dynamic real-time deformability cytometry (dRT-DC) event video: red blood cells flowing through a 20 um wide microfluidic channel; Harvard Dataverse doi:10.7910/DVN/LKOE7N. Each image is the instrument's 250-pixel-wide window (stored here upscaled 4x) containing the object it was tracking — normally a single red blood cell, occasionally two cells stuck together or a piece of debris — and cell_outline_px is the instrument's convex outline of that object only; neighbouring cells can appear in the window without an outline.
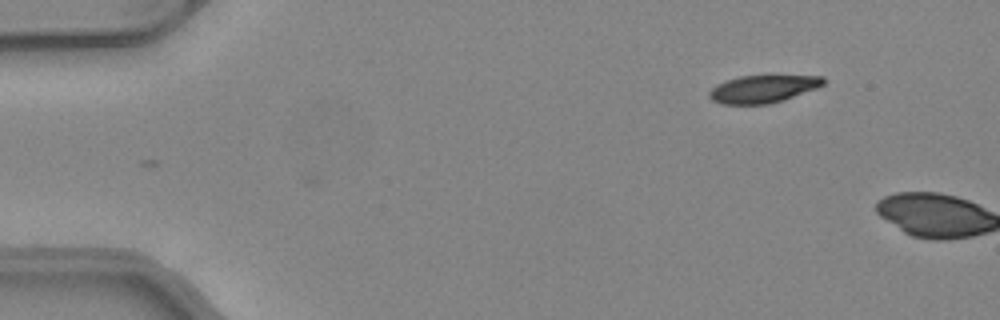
{"species": "common noctule bat (a hibernating species)", "species_latin": "Nyctalus noctula", "temperature_condition": "warm", "stored_images_in_passage": 11, "camera_frame_rate_fps": 3000, "um_per_image_px": 0.085, "animal": {"sex": "female", "body_mass_g": 24.6, "forearm_length_mm": 56.2}, "frame": {"image": 1, "passage_image": 11, "time_ms": 3.333, "image_size_px": [1000, 320], "cell_outline_px": [[824, 84], [816, 88], [784, 100], [768, 104], [720, 104], [712, 100], [708, 96], [708, 92], [716, 84], [724, 80], [740, 76], [824, 76]], "centroid_in_image_um": [64.8, 7.56], "position_along_channel_um": 20.2, "area_um2": 18.32}}